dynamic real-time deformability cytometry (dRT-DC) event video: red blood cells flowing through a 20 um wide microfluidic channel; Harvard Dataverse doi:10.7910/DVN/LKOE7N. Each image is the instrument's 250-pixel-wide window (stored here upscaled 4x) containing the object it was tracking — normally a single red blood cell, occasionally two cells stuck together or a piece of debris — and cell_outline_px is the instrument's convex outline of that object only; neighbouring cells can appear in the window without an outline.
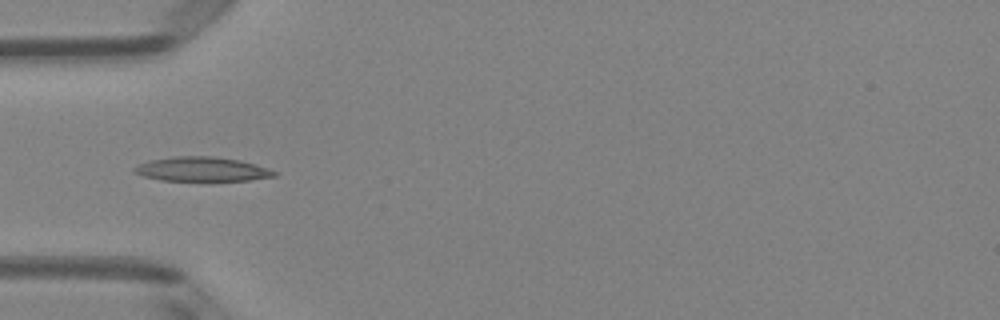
{"species": "Egyptian fruit bat (a non-hibernating species)", "species_latin": "Rousettus aegyptiacus", "temperature_condition": "room temperature", "stored_images_in_passage": 5, "camera_frame_rate_fps": 3000, "um_per_image_px": 0.085, "animal": {"sex": "female"}, "frame": {"image": 1, "passage_image": 5, "time_ms": 1.333, "image_size_px": [1000, 320], "cell_outline_px": [[276, 176], [248, 180], [160, 180], [144, 176], [132, 172], [132, 168], [148, 160], [172, 156], [212, 156], [240, 160], [276, 172]], "centroid_in_image_um": [17.07, 14.37], "position_along_channel_um": 67.9, "area_um2": 19.54}}